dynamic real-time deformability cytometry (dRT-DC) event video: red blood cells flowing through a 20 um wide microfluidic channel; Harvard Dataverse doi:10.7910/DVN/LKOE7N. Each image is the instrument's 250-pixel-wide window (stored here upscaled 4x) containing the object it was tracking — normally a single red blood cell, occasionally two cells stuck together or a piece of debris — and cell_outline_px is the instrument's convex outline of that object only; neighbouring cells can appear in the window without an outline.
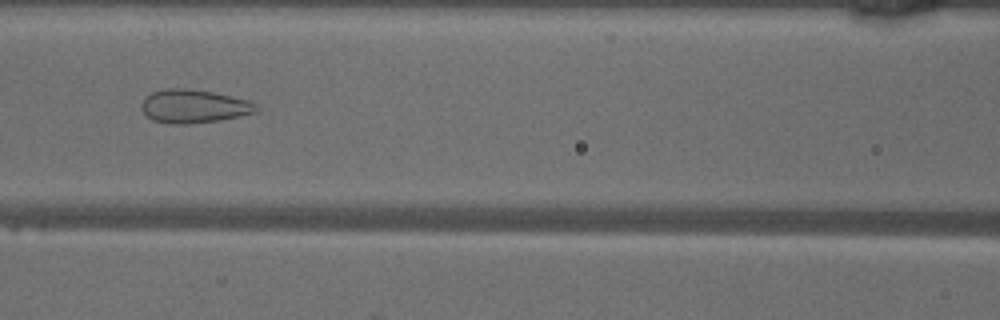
{"species": "common noctule bat (a hibernating species)", "species_latin": "Nyctalus noctula", "temperature_condition": "warm", "stored_images_in_passage": 48, "camera_frame_rate_fps": 3000, "um_per_image_px": 0.085, "animal": {"sex": "male", "body_mass_g": 18.8}, "frame": {"image": 1, "passage_image": 20, "time_ms": 6.333, "image_size_px": [1000, 320], "cell_outline_px": [[260, 108], [256, 112], [240, 116], [220, 120], [188, 124], [168, 124], [152, 120], [144, 112], [140, 104], [152, 92], [168, 88], [192, 88], [212, 92], [248, 100], [256, 104]], "centroid_in_image_um": [16.49, 9.04], "position_along_channel_um": 150.1, "area_um2": 22.37}}
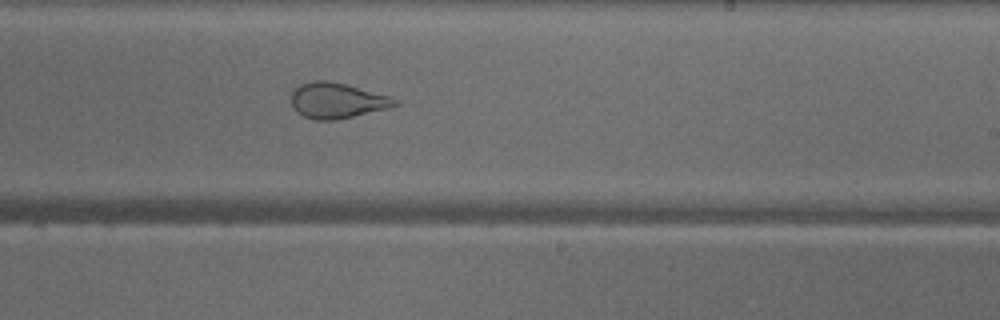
{"frame": {"image": 2, "passage_image": 28, "time_ms": 9.0, "image_size_px": [1000, 320], "cell_outline_px": [[400, 104], [388, 108], [336, 120], [316, 120], [304, 116], [296, 112], [292, 108], [292, 92], [300, 84], [312, 80], [328, 80], [392, 96]], "centroid_in_image_um": [28.64, 8.54], "position_along_channel_um": 260.4, "area_um2": 21.44}}
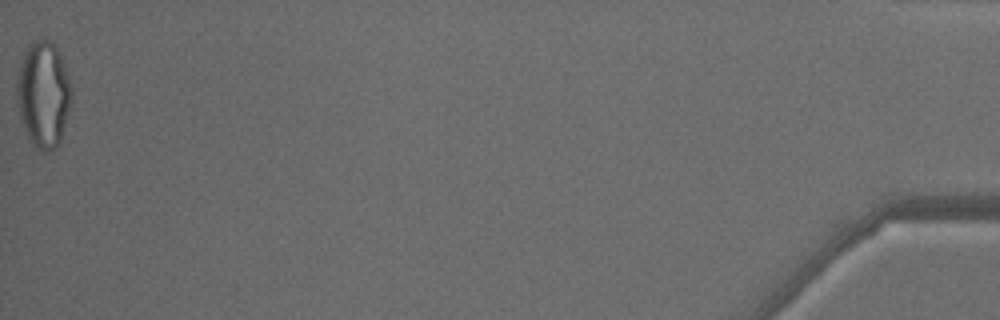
{"frame": {"image": 3, "passage_image": 48, "time_ms": 15.667, "image_size_px": [1000, 320], "cell_outline_px": [[72, 96], [60, 140], [48, 152], [40, 152], [28, 140], [24, 132], [20, 120], [16, 84], [20, 64], [24, 52], [36, 40], [48, 40], [56, 48], [60, 56], [72, 88]], "centroid_in_image_um": [3.66, 8.07], "position_along_channel_um": 431.5, "area_um2": 33.29}, "authors_computed_cell_mechanics": {"area_um2": 28.4954, "velocity_mm_per_s": 4.1383, "shape_relaxation_time_tau1_ms": null, "shape_relaxation_time_tau2_ms": 0.8283, "deformation_change_tau1": null, "deformation_change_tau2": 0.0832}}